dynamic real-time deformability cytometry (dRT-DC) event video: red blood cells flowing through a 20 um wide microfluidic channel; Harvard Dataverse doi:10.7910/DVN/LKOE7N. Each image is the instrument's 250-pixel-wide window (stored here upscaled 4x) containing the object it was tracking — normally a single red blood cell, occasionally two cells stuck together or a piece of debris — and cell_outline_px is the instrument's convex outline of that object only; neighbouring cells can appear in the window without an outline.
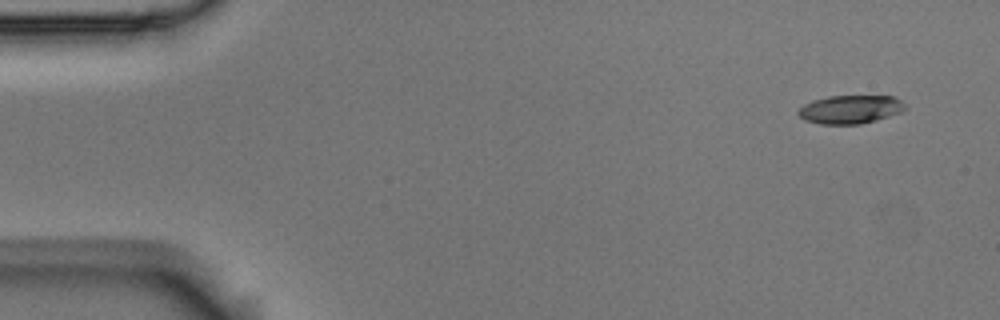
{"species": "Egyptian fruit bat (a non-hibernating species)", "species_latin": "Rousettus aegyptiacus", "temperature_condition": "room temperature", "stored_images_in_passage": 3, "camera_frame_rate_fps": 3000, "um_per_image_px": 0.085, "animal": {"sex": "male"}, "frame": {"image": 1, "passage_image": 1, "time_ms": 0.0, "image_size_px": [1000, 320], "cell_outline_px": [[904, 108], [900, 112], [876, 120], [860, 124], [820, 124], [804, 120], [796, 112], [804, 104], [812, 100], [828, 96], [896, 96], [904, 104]], "centroid_in_image_um": [72.23, 9.29], "position_along_channel_um": 12.8, "area_um2": 17.63}}